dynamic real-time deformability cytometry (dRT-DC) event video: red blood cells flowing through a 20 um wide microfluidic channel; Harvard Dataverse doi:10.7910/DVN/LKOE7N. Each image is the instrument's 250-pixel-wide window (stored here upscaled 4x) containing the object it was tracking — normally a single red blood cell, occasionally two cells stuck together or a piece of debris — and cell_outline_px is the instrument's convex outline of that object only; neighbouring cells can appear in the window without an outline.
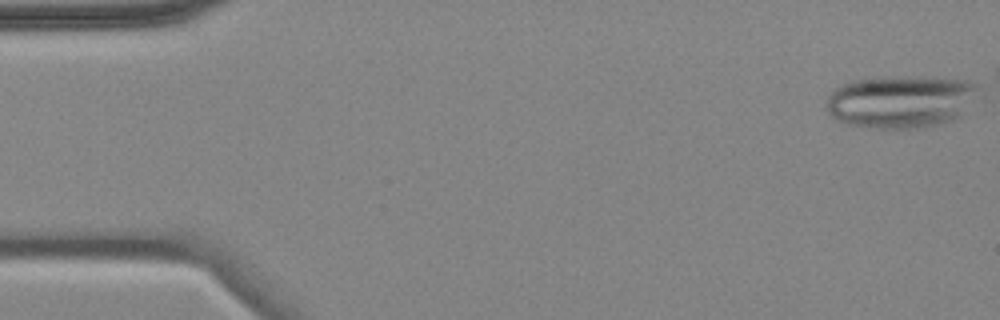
{"species": "common noctule bat (a hibernating species)", "species_latin": "Nyctalus noctula", "temperature_condition": "cold", "stored_images_in_passage": 7, "camera_frame_rate_fps": 3000, "um_per_image_px": 0.085, "animal": {"sex": "female", "body_mass_g": 18.4}, "frame": {"image": 1, "passage_image": 1, "time_ms": 0.0, "image_size_px": [1000, 320], "cell_outline_px": [[984, 96], [960, 116], [952, 120], [940, 124], [924, 128], [872, 128], [844, 124], [828, 116], [828, 96], [832, 88], [848, 80], [892, 76], [932, 76], [968, 80], [980, 84], [984, 88]], "centroid_in_image_um": [76.68, 8.6], "position_along_channel_um": 8.3, "area_um2": 48.78}}